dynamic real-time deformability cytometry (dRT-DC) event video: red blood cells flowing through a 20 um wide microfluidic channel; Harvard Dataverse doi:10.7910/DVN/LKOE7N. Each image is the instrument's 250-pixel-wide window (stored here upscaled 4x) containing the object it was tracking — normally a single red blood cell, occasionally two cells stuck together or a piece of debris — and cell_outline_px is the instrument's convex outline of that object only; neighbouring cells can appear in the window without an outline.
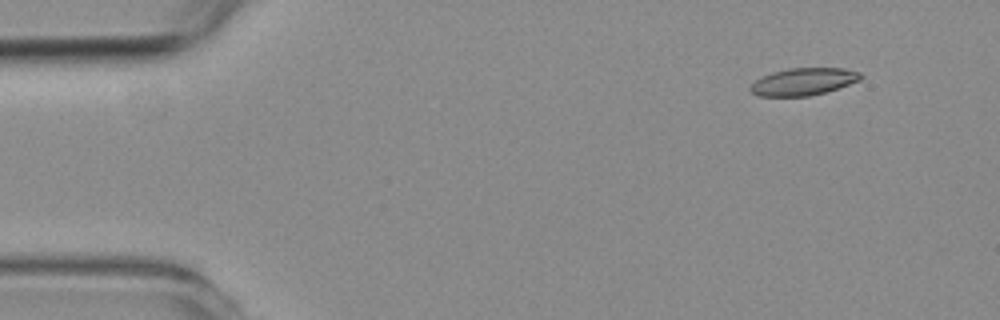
{"species": "common noctule bat (a hibernating species)", "species_latin": "Nyctalus noctula", "temperature_condition": "room temperature", "stored_images_in_passage": 50, "camera_frame_rate_fps": 3000, "um_per_image_px": 0.085, "animal": {"sex": "female", "body_mass_g": 19.3, "forearm_length_mm": 54.1}, "frame": {"image": 1, "passage_image": 1, "time_ms": 0.0, "image_size_px": [1000, 320], "cell_outline_px": [[864, 76], [860, 80], [824, 92], [808, 96], [756, 96], [748, 88], [756, 80], [772, 72], [788, 68], [844, 68], [860, 72]], "centroid_in_image_um": [68.28, 6.93], "position_along_channel_um": 16.7, "area_um2": 17.4}}
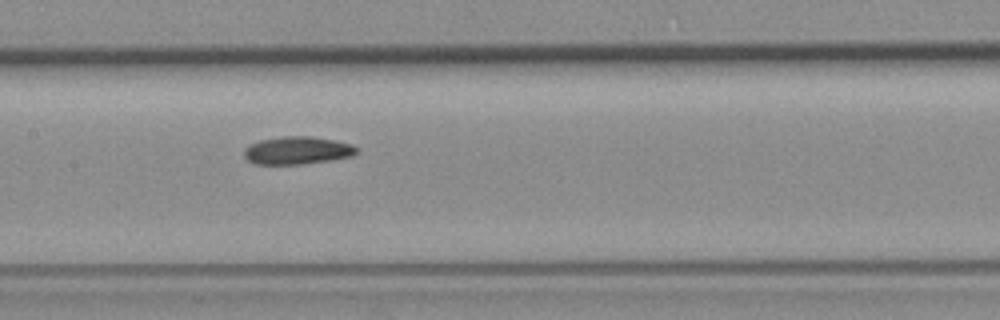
{"frame": {"image": 2, "passage_image": 22, "time_ms": 7.0, "image_size_px": [1000, 320], "cell_outline_px": [[356, 152], [352, 156], [332, 160], [300, 164], [256, 164], [248, 160], [244, 156], [244, 148], [260, 140], [284, 136], [308, 136], [332, 140], [352, 144], [356, 148]], "centroid_in_image_um": [25.25, 12.79], "position_along_channel_um": 182.1, "area_um2": 17.98}}
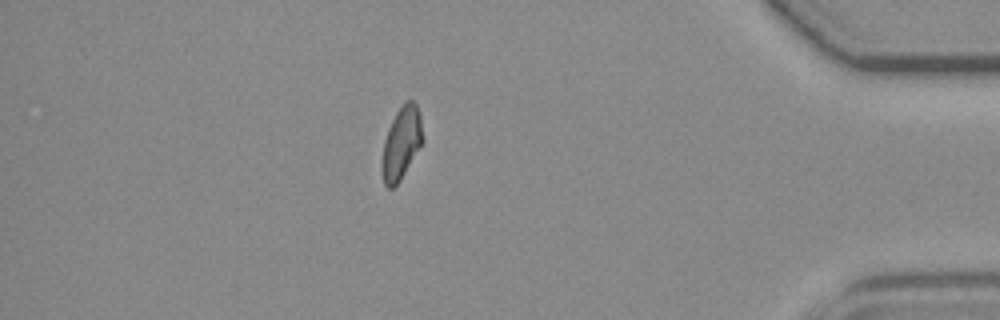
{"frame": {"image": 3, "passage_image": 43, "time_ms": 14.0, "image_size_px": [1000, 320], "cell_outline_px": [[424, 140], [400, 180], [392, 188], [388, 188], [384, 184], [380, 168], [380, 164], [384, 140], [388, 128], [396, 112], [408, 100], [412, 100], [416, 104], [420, 112]], "centroid_in_image_um": [34.1, 12.18], "position_along_channel_um": 401.1, "area_um2": 17.28}, "authors_computed_cell_mechanics": {"area_um2": 17.7446, "velocity_mm_per_s": 3.7791, "shape_relaxation_time_tau1_ms": null, "shape_relaxation_time_tau2_ms": 10.0538, "deformation_change_tau1": null, "deformation_change_tau2": 0.176}}